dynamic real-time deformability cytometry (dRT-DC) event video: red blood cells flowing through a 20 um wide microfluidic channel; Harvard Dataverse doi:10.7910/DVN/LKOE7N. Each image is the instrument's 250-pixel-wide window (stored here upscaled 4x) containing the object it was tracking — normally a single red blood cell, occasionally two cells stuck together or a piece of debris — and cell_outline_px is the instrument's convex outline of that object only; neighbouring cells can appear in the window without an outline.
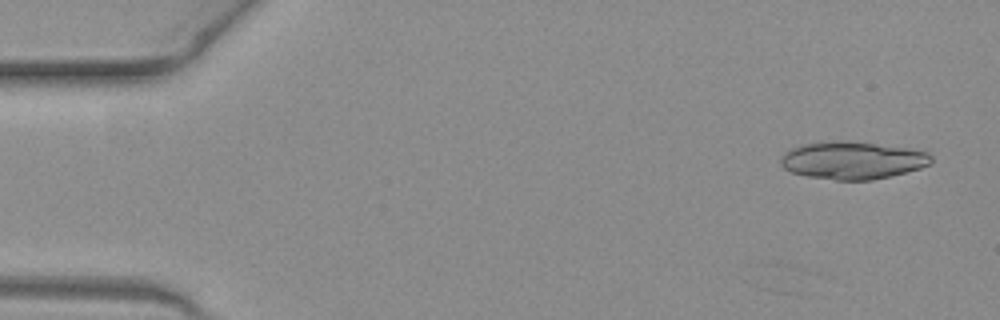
{"species": "common noctule bat (a hibernating species)", "species_latin": "Nyctalus noctula", "temperature_condition": "warm", "stored_images_in_passage": 11, "segment_of_instrument_passage": [1, 2], "camera_frame_rate_fps": 3000, "um_per_image_px": 0.085, "animal": {"sex": "female", "body_mass_g": 19.3, "forearm_length_mm": 54.1}, "frame": {"image": 1, "passage_image": 1, "time_ms": 0.0, "image_size_px": [1000, 320], "cell_outline_px": [[932, 160], [928, 164], [920, 168], [872, 180], [836, 180], [808, 176], [792, 172], [784, 168], [780, 164], [780, 156], [784, 152], [800, 144], [836, 140], [876, 144], [908, 148], [928, 152], [932, 156]], "centroid_in_image_um": [72.42, 13.62], "position_along_channel_um": 12.6, "area_um2": 32.77}}